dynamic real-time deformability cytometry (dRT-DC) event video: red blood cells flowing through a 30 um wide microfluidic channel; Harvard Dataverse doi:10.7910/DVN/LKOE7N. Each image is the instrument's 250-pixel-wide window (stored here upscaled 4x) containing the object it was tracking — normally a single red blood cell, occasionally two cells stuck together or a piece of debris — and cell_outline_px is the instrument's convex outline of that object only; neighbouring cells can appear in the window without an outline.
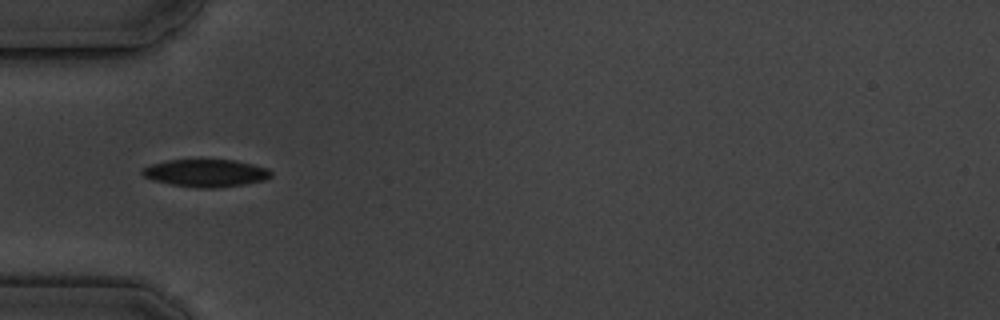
{"species": "common noctule bat (a hibernating species)", "species_latin": "Nyctalus noctula", "temperature_condition": "cold", "stored_images_in_passage": 8, "camera_frame_rate_fps": 3000, "um_per_image_px": 0.085, "animal": {"sex": "male", "body_mass_g": 19.5, "forearm_length_mm": 54.6}, "frame": {"image": 1, "passage_image": 4, "time_ms": 3.333, "image_size_px": [1000, 320], "cell_outline_px": [[272, 176], [264, 180], [244, 184], [216, 188], [196, 188], [172, 184], [152, 180], [144, 176], [140, 172], [144, 168], [152, 164], [168, 160], [236, 160], [268, 168], [272, 172]], "centroid_in_image_um": [17.52, 14.71], "position_along_channel_um": 67.5, "area_um2": 20.58}}
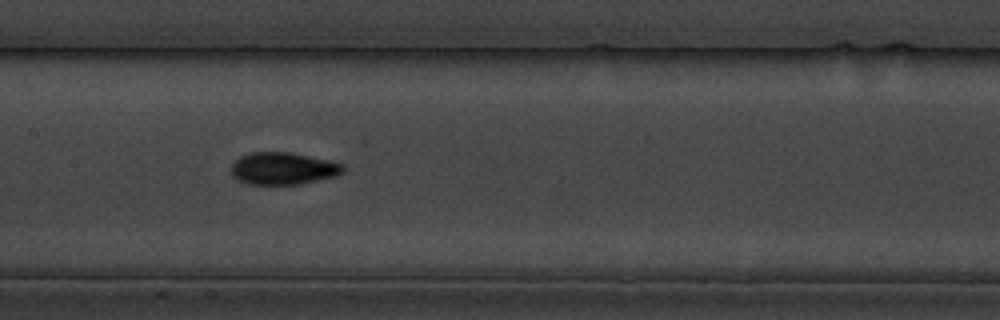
{"frame": {"image": 2, "passage_image": 7, "time_ms": 6.667, "image_size_px": [1000, 320], "cell_outline_px": [[344, 172], [336, 176], [296, 184], [248, 184], [236, 180], [232, 176], [232, 164], [240, 156], [252, 152], [288, 152], [328, 160], [344, 164]], "centroid_in_image_um": [24.04, 14.32], "position_along_channel_um": 183.4, "area_um2": 20.87}}